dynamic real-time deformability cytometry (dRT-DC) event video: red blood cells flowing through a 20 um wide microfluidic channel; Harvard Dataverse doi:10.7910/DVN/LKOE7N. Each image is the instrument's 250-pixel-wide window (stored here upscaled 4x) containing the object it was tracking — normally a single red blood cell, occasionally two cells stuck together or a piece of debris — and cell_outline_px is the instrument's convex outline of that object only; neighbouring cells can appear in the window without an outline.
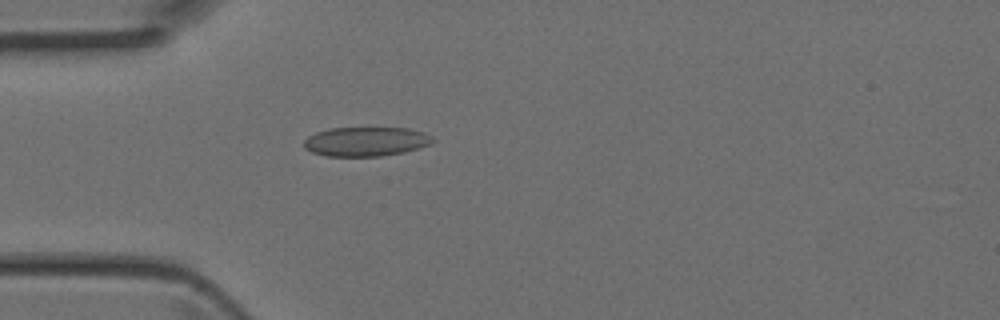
{"species": "Egyptian fruit bat (a non-hibernating species)", "species_latin": "Rousettus aegyptiacus", "temperature_condition": "room temperature", "stored_images_in_passage": 44, "camera_frame_rate_fps": 3000, "um_per_image_px": 0.085, "animal": {"sex": "female"}, "frame": {"image": 1, "passage_image": 12, "time_ms": 3.667, "image_size_px": [1000, 320], "cell_outline_px": [[436, 140], [428, 144], [404, 152], [380, 156], [324, 156], [312, 152], [304, 148], [304, 140], [308, 136], [316, 132], [328, 128], [408, 128], [424, 132], [432, 136]], "centroid_in_image_um": [31.07, 12.03], "position_along_channel_um": 53.9, "area_um2": 21.96}}
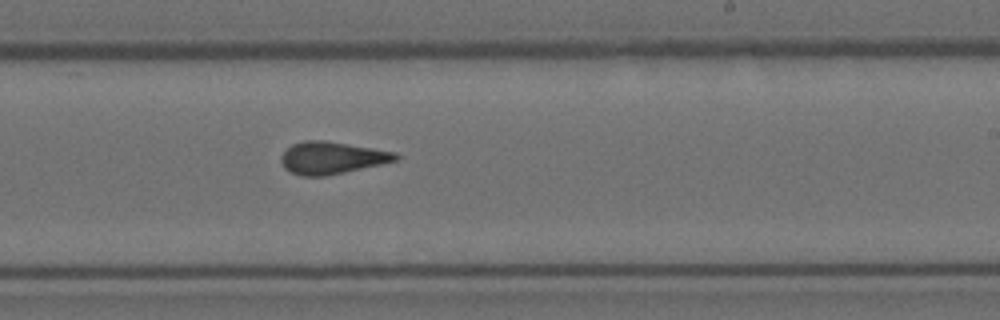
{"frame": {"image": 2, "passage_image": 26, "time_ms": 8.333, "image_size_px": [1000, 320], "cell_outline_px": [[400, 160], [344, 172], [324, 176], [300, 176], [284, 168], [280, 160], [280, 156], [292, 144], [304, 140], [324, 140], [396, 152], [400, 156]], "centroid_in_image_um": [28.21, 13.41], "position_along_channel_um": 260.8, "area_um2": 21.5}}
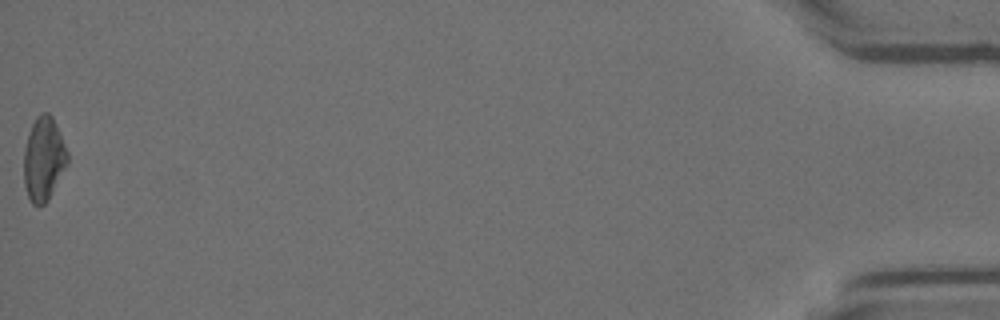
{"frame": {"image": 3, "passage_image": 44, "time_ms": 14.333, "image_size_px": [1000, 320], "cell_outline_px": [[68, 164], [48, 200], [44, 204], [32, 204], [28, 196], [24, 184], [24, 148], [28, 132], [36, 116], [40, 112], [48, 112], [52, 116], [68, 152]], "centroid_in_image_um": [3.71, 13.49], "position_along_channel_um": 431.5, "area_um2": 21.33}}